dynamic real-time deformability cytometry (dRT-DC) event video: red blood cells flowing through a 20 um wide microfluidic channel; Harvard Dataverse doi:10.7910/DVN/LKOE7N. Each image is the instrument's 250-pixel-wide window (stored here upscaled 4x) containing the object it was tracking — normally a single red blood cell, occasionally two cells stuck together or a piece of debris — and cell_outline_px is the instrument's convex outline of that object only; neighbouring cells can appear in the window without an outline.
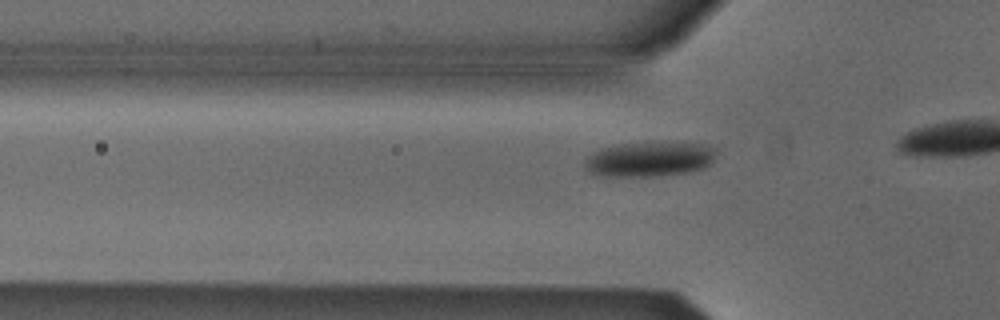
{"species": "Egyptian fruit bat (a non-hibernating species)", "species_latin": "Rousettus aegyptiacus", "temperature_condition": "cold", "stored_images_in_passage": 19, "camera_frame_rate_fps": 3000, "um_per_image_px": 0.085, "animal": {"sex": "male"}, "frame": {"image": 1, "passage_image": 14, "time_ms": 4.333, "image_size_px": [1000, 320], "cell_outline_px": [[716, 156], [712, 164], [704, 168], [688, 172], [660, 176], [600, 176], [588, 172], [584, 168], [584, 160], [592, 152], [600, 148], [620, 144], [704, 144], [716, 148]], "centroid_in_image_um": [55.18, 13.56], "position_along_channel_um": 70.6, "area_um2": 26.53}}